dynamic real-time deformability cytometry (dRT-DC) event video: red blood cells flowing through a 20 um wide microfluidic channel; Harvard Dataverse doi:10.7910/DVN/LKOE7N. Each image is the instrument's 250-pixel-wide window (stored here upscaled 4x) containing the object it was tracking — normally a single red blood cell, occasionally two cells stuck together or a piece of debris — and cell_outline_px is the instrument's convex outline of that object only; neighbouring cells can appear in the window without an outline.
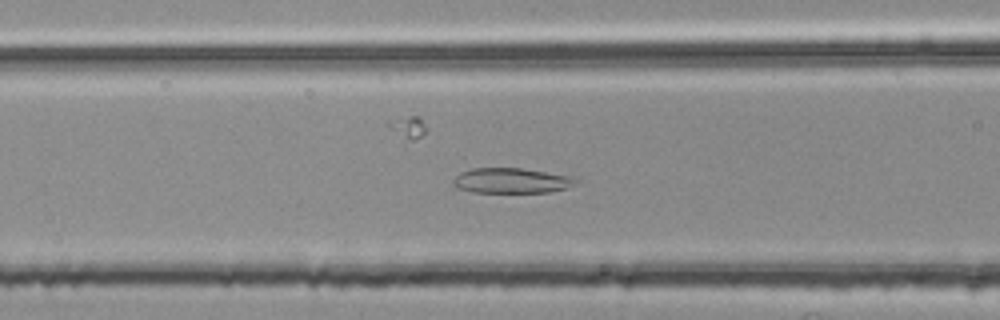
{"species": "common noctule bat (a hibernating species)", "species_latin": "Nyctalus noctula", "temperature_condition": "room temperature", "stored_images_in_passage": 54, "camera_frame_rate_fps": 3000, "um_per_image_px": 0.085, "animal": {"sex": "female", "body_mass_g": 25.1}, "frame": {"image": 1, "passage_image": 21, "time_ms": 6.667, "image_size_px": [1000, 320], "cell_outline_px": [[580, 180], [576, 184], [568, 188], [548, 192], [472, 192], [456, 188], [452, 184], [452, 180], [460, 172], [472, 168], [520, 168], [568, 176]], "centroid_in_image_um": [43.43, 15.36], "position_along_channel_um": 123.2, "area_um2": 17.98}}
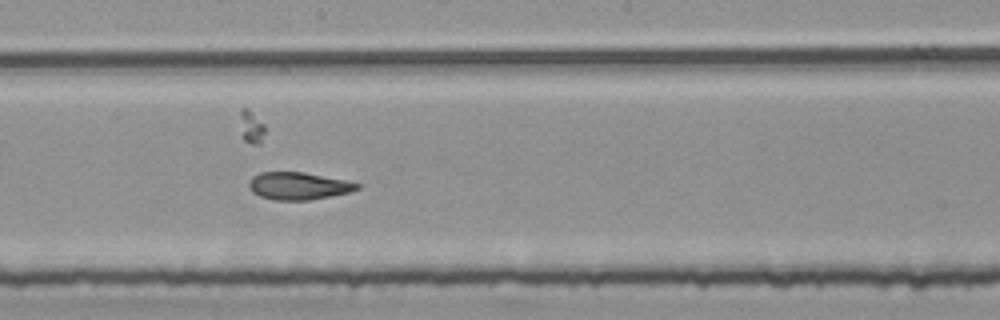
{"frame": {"image": 2, "passage_image": 29, "time_ms": 9.333, "image_size_px": [1000, 320], "cell_outline_px": [[360, 188], [352, 192], [308, 200], [272, 200], [260, 196], [252, 192], [248, 184], [252, 176], [260, 172], [304, 172], [344, 180], [360, 184]], "centroid_in_image_um": [25.35, 15.8], "position_along_channel_um": 222.8, "area_um2": 17.28}}
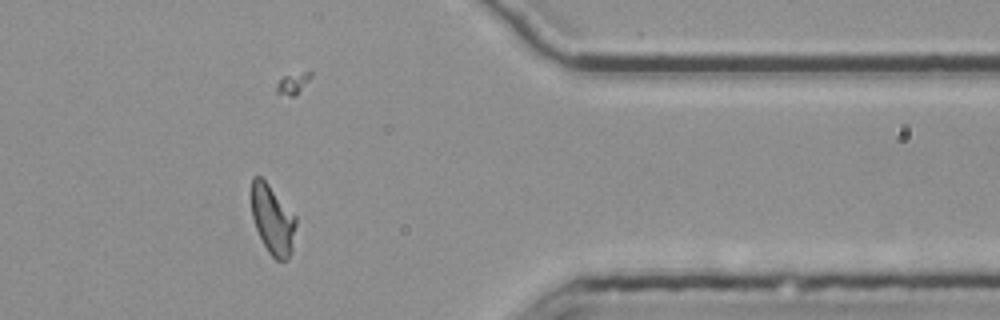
{"frame": {"image": 3, "passage_image": 44, "time_ms": 14.333, "image_size_px": [1000, 320], "cell_outline_px": [[296, 224], [292, 252], [288, 260], [276, 260], [268, 252], [256, 228], [252, 216], [248, 196], [252, 176], [260, 176], [268, 184], [296, 216]], "centroid_in_image_um": [23.13, 18.63], "position_along_channel_um": 388.3, "area_um2": 18.38}, "authors_computed_cell_mechanics": {"area_um2": 18.4382, "velocity_mm_per_s": 3.7328, "shape_relaxation_time_tau1_ms": null, "shape_relaxation_time_tau2_ms": 1.6681, "deformation_change_tau1": null, "deformation_change_tau2": 0.0926}}